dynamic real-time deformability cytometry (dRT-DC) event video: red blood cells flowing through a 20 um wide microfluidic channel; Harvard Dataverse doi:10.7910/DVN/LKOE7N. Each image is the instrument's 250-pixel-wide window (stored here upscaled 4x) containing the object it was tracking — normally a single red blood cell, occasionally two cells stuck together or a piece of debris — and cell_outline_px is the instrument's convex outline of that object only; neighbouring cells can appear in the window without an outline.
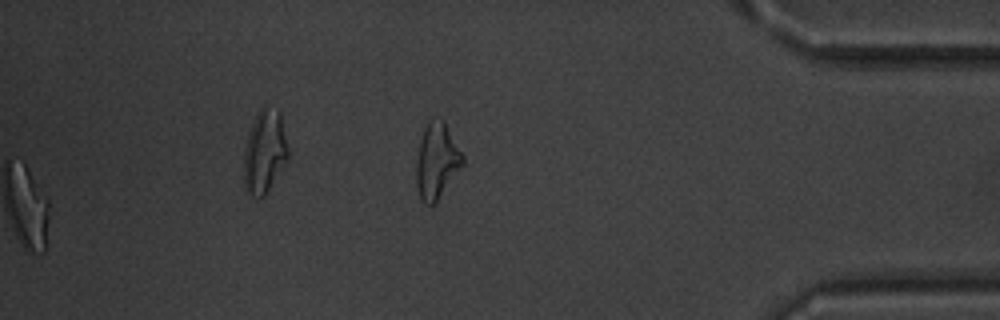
{"species": "common noctule bat (a hibernating species)", "species_latin": "Nyctalus noctula", "temperature_condition": "warm", "stored_images_in_passage": 52, "segment_of_instrument_passage": [2, 2], "camera_frame_rate_fps": 3000, "um_per_image_px": 0.085, "animal": {"sex": "male", "body_mass_g": 20.1, "forearm_length_mm": 53.5}, "frame": {"image": 1, "passage_image": 52, "time_ms": 17.0, "image_size_px": [1000, 320], "cell_outline_px": [[464, 164], [436, 200], [432, 204], [424, 204], [420, 200], [416, 184], [416, 160], [420, 140], [424, 128], [428, 120], [432, 116], [440, 116], [444, 120], [464, 156]], "centroid_in_image_um": [37.11, 13.61], "position_along_channel_um": 398.1, "area_um2": 20.58}}